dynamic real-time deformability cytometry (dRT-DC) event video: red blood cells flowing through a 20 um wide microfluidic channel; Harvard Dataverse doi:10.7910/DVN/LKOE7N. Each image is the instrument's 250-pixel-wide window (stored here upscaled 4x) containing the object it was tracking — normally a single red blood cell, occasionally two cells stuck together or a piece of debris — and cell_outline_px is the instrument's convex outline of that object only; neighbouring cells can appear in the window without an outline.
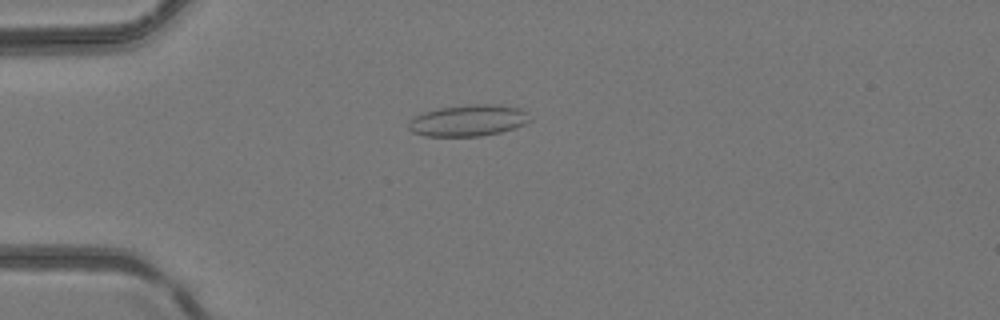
{"species": "common noctule bat (a hibernating species)", "species_latin": "Nyctalus noctula", "temperature_condition": "room temperature", "stored_images_in_passage": 49, "camera_frame_rate_fps": 3000, "um_per_image_px": 0.085, "animal": {"sex": "female", "body_mass_g": 24.6, "forearm_length_mm": 56.2}, "frame": {"image": 1, "passage_image": 14, "time_ms": 4.333, "image_size_px": [1000, 320], "cell_outline_px": [[532, 120], [524, 124], [500, 132], [480, 136], [428, 136], [412, 132], [408, 128], [408, 124], [416, 116], [424, 112], [440, 108], [476, 104], [484, 104], [516, 108], [524, 112]], "centroid_in_image_um": [39.76, 10.26], "position_along_channel_um": 45.2, "area_um2": 21.56}}
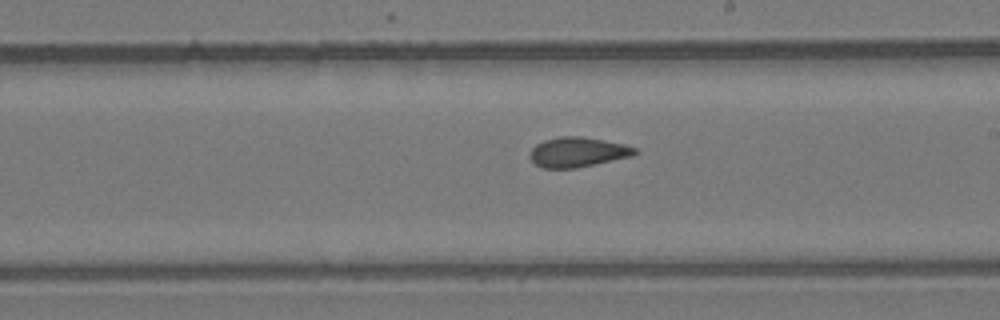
{"frame": {"image": 2, "passage_image": 29, "time_ms": 9.333, "image_size_px": [1000, 320], "cell_outline_px": [[636, 152], [632, 156], [576, 168], [544, 168], [536, 164], [532, 160], [532, 148], [536, 144], [544, 140], [560, 136], [580, 136], [604, 140], [624, 144], [636, 148]], "centroid_in_image_um": [49.12, 12.92], "position_along_channel_um": 239.9, "area_um2": 17.98}}
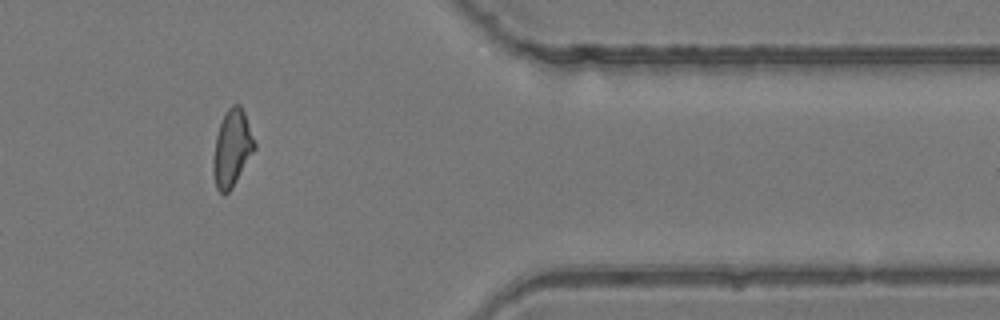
{"frame": {"image": 3, "passage_image": 41, "time_ms": 13.333, "image_size_px": [1000, 320], "cell_outline_px": [[256, 148], [232, 188], [224, 196], [216, 188], [212, 172], [212, 160], [216, 136], [224, 112], [232, 104], [240, 104], [244, 112], [256, 144]], "centroid_in_image_um": [19.7, 12.62], "position_along_channel_um": 391.7, "area_um2": 18.61}}